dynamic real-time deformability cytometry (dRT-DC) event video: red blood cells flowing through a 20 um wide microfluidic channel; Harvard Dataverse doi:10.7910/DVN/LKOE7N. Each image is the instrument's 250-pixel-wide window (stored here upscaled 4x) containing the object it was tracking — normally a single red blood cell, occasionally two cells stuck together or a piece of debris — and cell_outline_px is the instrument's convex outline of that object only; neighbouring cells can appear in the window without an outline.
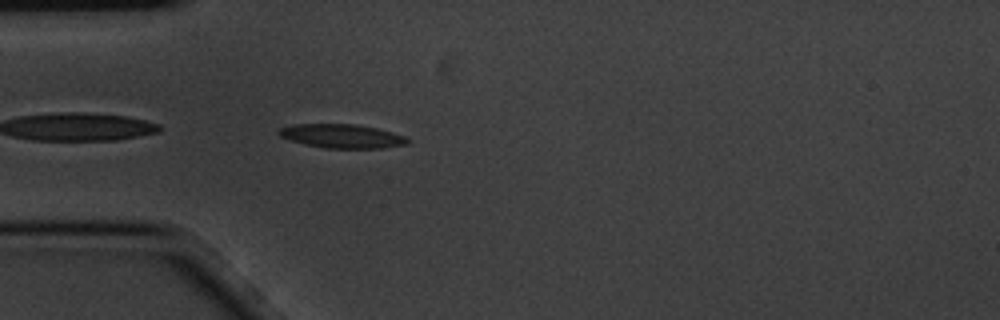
{"species": "common noctule bat (a hibernating species)", "species_latin": "Nyctalus noctula", "temperature_condition": "cold", "stored_images_in_passage": 5, "camera_frame_rate_fps": 3000, "um_per_image_px": 0.085, "animal": {"sex": "male", "body_mass_g": 20.1, "forearm_length_mm": 53.5}, "frame": {"image": 1, "passage_image": 5, "time_ms": 1.333, "image_size_px": [1000, 320], "cell_outline_px": [[408, 144], [380, 148], [324, 148], [292, 140], [280, 136], [276, 132], [280, 128], [296, 124], [356, 124], [376, 128], [392, 132], [404, 136], [408, 140]], "centroid_in_image_um": [29.07, 11.56], "position_along_channel_um": 55.9, "area_um2": 17.63}}